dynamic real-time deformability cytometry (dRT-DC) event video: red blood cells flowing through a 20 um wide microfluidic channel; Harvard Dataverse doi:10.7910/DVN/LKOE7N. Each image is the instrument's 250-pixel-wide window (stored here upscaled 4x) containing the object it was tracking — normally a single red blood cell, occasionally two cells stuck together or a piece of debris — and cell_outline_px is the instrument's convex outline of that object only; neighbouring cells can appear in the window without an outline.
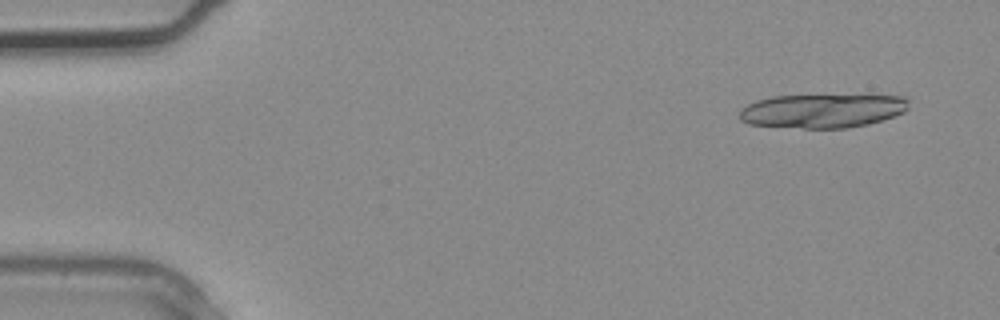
{"species": "common noctule bat (a hibernating species)", "species_latin": "Nyctalus noctula", "temperature_condition": "warm", "stored_images_in_passage": 3, "camera_frame_rate_fps": 3000, "um_per_image_px": 0.085, "animal": {"sex": "male", "body_mass_g": 20.4}, "frame": {"image": 1, "passage_image": 1, "time_ms": 0.0, "image_size_px": [1000, 320], "cell_outline_px": [[908, 108], [904, 112], [868, 124], [848, 128], [804, 128], [748, 124], [740, 120], [740, 108], [756, 100], [772, 96], [868, 92], [904, 96], [908, 100]], "centroid_in_image_um": [69.98, 9.35], "position_along_channel_um": 15.0, "area_um2": 34.97}}